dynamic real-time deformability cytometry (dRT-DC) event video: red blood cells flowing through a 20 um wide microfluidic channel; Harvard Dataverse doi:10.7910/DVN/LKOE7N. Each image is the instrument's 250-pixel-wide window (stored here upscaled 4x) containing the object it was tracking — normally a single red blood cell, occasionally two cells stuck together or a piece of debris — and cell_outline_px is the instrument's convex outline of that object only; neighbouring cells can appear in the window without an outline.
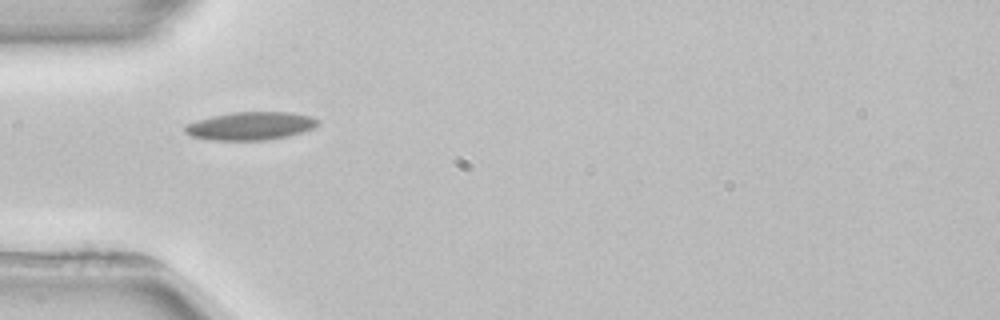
{"species": "common noctule bat (a hibernating species)", "species_latin": "Nyctalus noctula", "temperature_condition": "room temperature", "stored_images_in_passage": 5, "camera_frame_rate_fps": 3000, "um_per_image_px": 0.085, "animal": {"sex": "female", "body_mass_g": 22.7, "forearm_length_mm": 54.2}, "frame": {"image": 1, "passage_image": 5, "time_ms": 6.0, "image_size_px": [1000, 320], "cell_outline_px": [[320, 124], [312, 128], [288, 136], [264, 140], [212, 140], [192, 136], [184, 132], [184, 124], [212, 116], [232, 112], [292, 112], [312, 116], [320, 120]], "centroid_in_image_um": [21.3, 10.69], "position_along_channel_um": 63.7, "area_um2": 21.79}}